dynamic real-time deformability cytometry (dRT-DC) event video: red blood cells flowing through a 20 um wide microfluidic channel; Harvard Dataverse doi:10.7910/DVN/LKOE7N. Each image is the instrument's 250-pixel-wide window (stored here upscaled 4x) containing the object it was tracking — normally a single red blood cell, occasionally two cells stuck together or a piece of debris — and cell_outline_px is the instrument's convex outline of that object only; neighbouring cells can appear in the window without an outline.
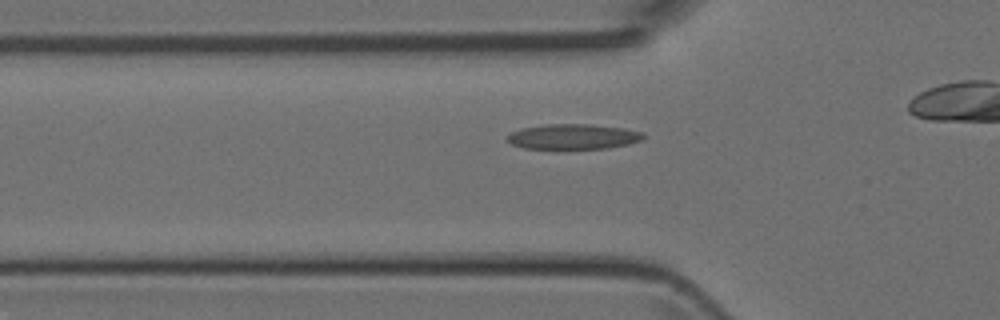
{"species": "Egyptian fruit bat (a non-hibernating species)", "species_latin": "Rousettus aegyptiacus", "temperature_condition": "room temperature", "stored_images_in_passage": 18, "camera_frame_rate_fps": 3000, "um_per_image_px": 0.085, "animal": {"sex": "female"}, "frame": {"image": 1, "passage_image": 5, "time_ms": 1.333, "image_size_px": [1000, 320], "cell_outline_px": [[644, 136], [640, 140], [628, 144], [608, 148], [524, 148], [512, 144], [508, 140], [508, 136], [512, 132], [524, 128], [544, 124], [588, 124], [624, 128], [644, 132]], "centroid_in_image_um": [48.75, 11.6], "position_along_channel_um": 77.0, "area_um2": 19.65}}
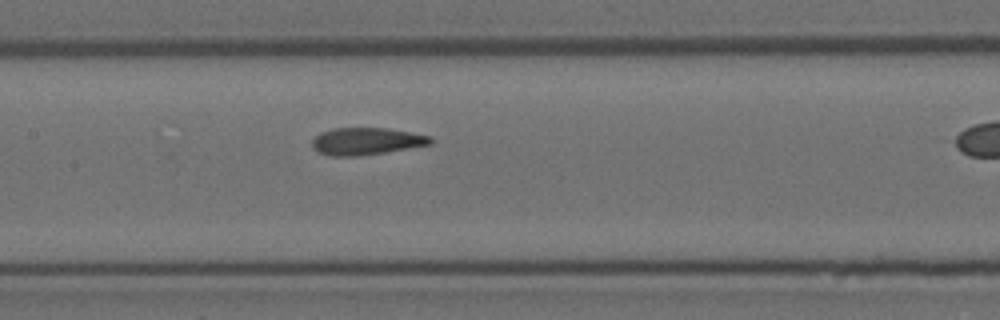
{"frame": {"image": 2, "passage_image": 12, "time_ms": 3.667, "image_size_px": [1000, 320], "cell_outline_px": [[432, 144], [384, 152], [356, 156], [332, 156], [316, 152], [312, 148], [312, 140], [320, 132], [332, 128], [384, 128], [432, 136]], "centroid_in_image_um": [31.09, 12.0], "position_along_channel_um": 176.3, "area_um2": 18.67}}
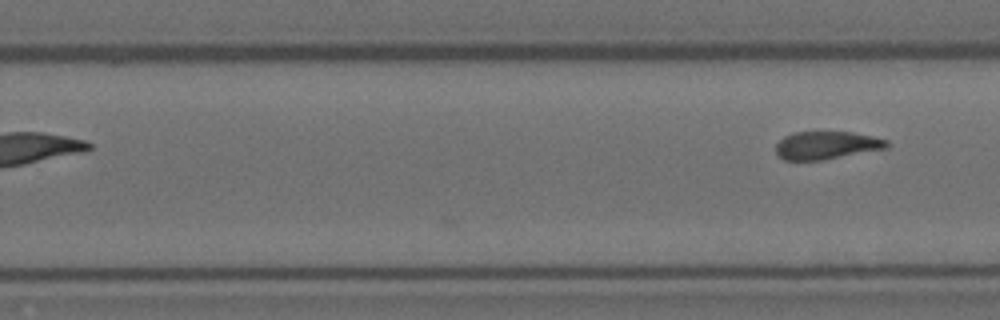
{"frame": {"image": 3, "passage_image": 18, "time_ms": 5.667, "image_size_px": [1000, 320], "cell_outline_px": [[888, 148], [824, 160], [784, 160], [776, 152], [776, 144], [784, 136], [796, 132], [852, 132], [872, 136], [888, 140]], "centroid_in_image_um": [70.27, 12.35], "position_along_channel_um": 259.5, "area_um2": 18.03}}